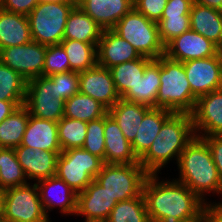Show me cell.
Segmentation results:
<instances>
[{"mask_svg": "<svg viewBox=\"0 0 222 222\" xmlns=\"http://www.w3.org/2000/svg\"><path fill=\"white\" fill-rule=\"evenodd\" d=\"M79 92L99 101L107 109L121 98L110 70L99 65L79 72Z\"/></svg>", "mask_w": 222, "mask_h": 222, "instance_id": "cell-15", "label": "cell"}, {"mask_svg": "<svg viewBox=\"0 0 222 222\" xmlns=\"http://www.w3.org/2000/svg\"><path fill=\"white\" fill-rule=\"evenodd\" d=\"M219 53V47L201 34L188 30L174 38L165 46L168 58L187 62L200 58H209Z\"/></svg>", "mask_w": 222, "mask_h": 222, "instance_id": "cell-14", "label": "cell"}, {"mask_svg": "<svg viewBox=\"0 0 222 222\" xmlns=\"http://www.w3.org/2000/svg\"><path fill=\"white\" fill-rule=\"evenodd\" d=\"M195 136L191 114L173 113L139 163L148 174H157L173 157L178 161L179 155Z\"/></svg>", "mask_w": 222, "mask_h": 222, "instance_id": "cell-2", "label": "cell"}, {"mask_svg": "<svg viewBox=\"0 0 222 222\" xmlns=\"http://www.w3.org/2000/svg\"><path fill=\"white\" fill-rule=\"evenodd\" d=\"M72 71L65 49L61 44L46 47L42 76Z\"/></svg>", "mask_w": 222, "mask_h": 222, "instance_id": "cell-39", "label": "cell"}, {"mask_svg": "<svg viewBox=\"0 0 222 222\" xmlns=\"http://www.w3.org/2000/svg\"><path fill=\"white\" fill-rule=\"evenodd\" d=\"M158 27L160 40L166 46L171 40L190 30V15L162 16Z\"/></svg>", "mask_w": 222, "mask_h": 222, "instance_id": "cell-37", "label": "cell"}, {"mask_svg": "<svg viewBox=\"0 0 222 222\" xmlns=\"http://www.w3.org/2000/svg\"><path fill=\"white\" fill-rule=\"evenodd\" d=\"M148 175L140 163L104 164L94 180L120 202L140 196Z\"/></svg>", "mask_w": 222, "mask_h": 222, "instance_id": "cell-8", "label": "cell"}, {"mask_svg": "<svg viewBox=\"0 0 222 222\" xmlns=\"http://www.w3.org/2000/svg\"><path fill=\"white\" fill-rule=\"evenodd\" d=\"M75 3H76V5L81 1V0H73Z\"/></svg>", "mask_w": 222, "mask_h": 222, "instance_id": "cell-52", "label": "cell"}, {"mask_svg": "<svg viewBox=\"0 0 222 222\" xmlns=\"http://www.w3.org/2000/svg\"><path fill=\"white\" fill-rule=\"evenodd\" d=\"M185 222H211L209 214L206 210H204L200 215H198L197 217L185 221Z\"/></svg>", "mask_w": 222, "mask_h": 222, "instance_id": "cell-48", "label": "cell"}, {"mask_svg": "<svg viewBox=\"0 0 222 222\" xmlns=\"http://www.w3.org/2000/svg\"><path fill=\"white\" fill-rule=\"evenodd\" d=\"M82 148L92 155L105 158L104 116L87 122L86 138Z\"/></svg>", "mask_w": 222, "mask_h": 222, "instance_id": "cell-38", "label": "cell"}, {"mask_svg": "<svg viewBox=\"0 0 222 222\" xmlns=\"http://www.w3.org/2000/svg\"><path fill=\"white\" fill-rule=\"evenodd\" d=\"M177 181L186 185L202 201L206 193L222 194V183L207 143L200 137L193 140L179 155ZM206 192V193H205Z\"/></svg>", "mask_w": 222, "mask_h": 222, "instance_id": "cell-3", "label": "cell"}, {"mask_svg": "<svg viewBox=\"0 0 222 222\" xmlns=\"http://www.w3.org/2000/svg\"><path fill=\"white\" fill-rule=\"evenodd\" d=\"M168 0H134V8L149 20L158 23Z\"/></svg>", "mask_w": 222, "mask_h": 222, "instance_id": "cell-41", "label": "cell"}, {"mask_svg": "<svg viewBox=\"0 0 222 222\" xmlns=\"http://www.w3.org/2000/svg\"><path fill=\"white\" fill-rule=\"evenodd\" d=\"M156 60L160 63V87L156 108L167 109L174 113L191 114L197 97L191 91L183 63L170 59L166 55Z\"/></svg>", "mask_w": 222, "mask_h": 222, "instance_id": "cell-4", "label": "cell"}, {"mask_svg": "<svg viewBox=\"0 0 222 222\" xmlns=\"http://www.w3.org/2000/svg\"><path fill=\"white\" fill-rule=\"evenodd\" d=\"M194 0H168L162 16L189 15Z\"/></svg>", "mask_w": 222, "mask_h": 222, "instance_id": "cell-44", "label": "cell"}, {"mask_svg": "<svg viewBox=\"0 0 222 222\" xmlns=\"http://www.w3.org/2000/svg\"><path fill=\"white\" fill-rule=\"evenodd\" d=\"M219 53H220L221 59H222V45L219 47Z\"/></svg>", "mask_w": 222, "mask_h": 222, "instance_id": "cell-51", "label": "cell"}, {"mask_svg": "<svg viewBox=\"0 0 222 222\" xmlns=\"http://www.w3.org/2000/svg\"><path fill=\"white\" fill-rule=\"evenodd\" d=\"M151 109L143 104H138L120 98L110 109L108 114L116 121L124 137L132 143L136 137L139 125L144 115Z\"/></svg>", "mask_w": 222, "mask_h": 222, "instance_id": "cell-26", "label": "cell"}, {"mask_svg": "<svg viewBox=\"0 0 222 222\" xmlns=\"http://www.w3.org/2000/svg\"><path fill=\"white\" fill-rule=\"evenodd\" d=\"M26 179L14 148H0V189L25 185L28 183Z\"/></svg>", "mask_w": 222, "mask_h": 222, "instance_id": "cell-33", "label": "cell"}, {"mask_svg": "<svg viewBox=\"0 0 222 222\" xmlns=\"http://www.w3.org/2000/svg\"><path fill=\"white\" fill-rule=\"evenodd\" d=\"M160 87V63L153 59L134 87H131L121 98L126 101L156 108V100Z\"/></svg>", "mask_w": 222, "mask_h": 222, "instance_id": "cell-23", "label": "cell"}, {"mask_svg": "<svg viewBox=\"0 0 222 222\" xmlns=\"http://www.w3.org/2000/svg\"><path fill=\"white\" fill-rule=\"evenodd\" d=\"M202 139L207 143L213 161L217 167L219 178L222 183V135L203 136Z\"/></svg>", "mask_w": 222, "mask_h": 222, "instance_id": "cell-43", "label": "cell"}, {"mask_svg": "<svg viewBox=\"0 0 222 222\" xmlns=\"http://www.w3.org/2000/svg\"><path fill=\"white\" fill-rule=\"evenodd\" d=\"M191 116L197 137L222 135V88L198 97Z\"/></svg>", "mask_w": 222, "mask_h": 222, "instance_id": "cell-13", "label": "cell"}, {"mask_svg": "<svg viewBox=\"0 0 222 222\" xmlns=\"http://www.w3.org/2000/svg\"><path fill=\"white\" fill-rule=\"evenodd\" d=\"M205 204V210L208 212L211 222H222V202Z\"/></svg>", "mask_w": 222, "mask_h": 222, "instance_id": "cell-46", "label": "cell"}, {"mask_svg": "<svg viewBox=\"0 0 222 222\" xmlns=\"http://www.w3.org/2000/svg\"><path fill=\"white\" fill-rule=\"evenodd\" d=\"M14 150L27 180L34 179L38 182L56 176L57 158L62 151L34 150L23 145Z\"/></svg>", "mask_w": 222, "mask_h": 222, "instance_id": "cell-17", "label": "cell"}, {"mask_svg": "<svg viewBox=\"0 0 222 222\" xmlns=\"http://www.w3.org/2000/svg\"><path fill=\"white\" fill-rule=\"evenodd\" d=\"M28 119L29 111L22 105L0 123V148H16L21 145Z\"/></svg>", "mask_w": 222, "mask_h": 222, "instance_id": "cell-31", "label": "cell"}, {"mask_svg": "<svg viewBox=\"0 0 222 222\" xmlns=\"http://www.w3.org/2000/svg\"><path fill=\"white\" fill-rule=\"evenodd\" d=\"M140 57L139 52L112 29L103 30L97 45V65L109 69Z\"/></svg>", "mask_w": 222, "mask_h": 222, "instance_id": "cell-19", "label": "cell"}, {"mask_svg": "<svg viewBox=\"0 0 222 222\" xmlns=\"http://www.w3.org/2000/svg\"><path fill=\"white\" fill-rule=\"evenodd\" d=\"M5 193L0 189V222H4Z\"/></svg>", "mask_w": 222, "mask_h": 222, "instance_id": "cell-49", "label": "cell"}, {"mask_svg": "<svg viewBox=\"0 0 222 222\" xmlns=\"http://www.w3.org/2000/svg\"><path fill=\"white\" fill-rule=\"evenodd\" d=\"M108 113V109L94 98L76 93L65 101L64 117L85 122L97 120Z\"/></svg>", "mask_w": 222, "mask_h": 222, "instance_id": "cell-29", "label": "cell"}, {"mask_svg": "<svg viewBox=\"0 0 222 222\" xmlns=\"http://www.w3.org/2000/svg\"><path fill=\"white\" fill-rule=\"evenodd\" d=\"M24 105V101L0 100V123L10 116L17 107Z\"/></svg>", "mask_w": 222, "mask_h": 222, "instance_id": "cell-45", "label": "cell"}, {"mask_svg": "<svg viewBox=\"0 0 222 222\" xmlns=\"http://www.w3.org/2000/svg\"><path fill=\"white\" fill-rule=\"evenodd\" d=\"M87 132V122L63 117L58 121V139L62 151L82 148Z\"/></svg>", "mask_w": 222, "mask_h": 222, "instance_id": "cell-36", "label": "cell"}, {"mask_svg": "<svg viewBox=\"0 0 222 222\" xmlns=\"http://www.w3.org/2000/svg\"><path fill=\"white\" fill-rule=\"evenodd\" d=\"M56 84L57 98L65 101L79 92V72L68 71L48 76Z\"/></svg>", "mask_w": 222, "mask_h": 222, "instance_id": "cell-40", "label": "cell"}, {"mask_svg": "<svg viewBox=\"0 0 222 222\" xmlns=\"http://www.w3.org/2000/svg\"><path fill=\"white\" fill-rule=\"evenodd\" d=\"M112 30L129 42L141 56L158 59L165 54L158 23L149 20L135 8L124 15Z\"/></svg>", "mask_w": 222, "mask_h": 222, "instance_id": "cell-6", "label": "cell"}, {"mask_svg": "<svg viewBox=\"0 0 222 222\" xmlns=\"http://www.w3.org/2000/svg\"><path fill=\"white\" fill-rule=\"evenodd\" d=\"M190 29L211 40L218 47L222 45V11L192 4Z\"/></svg>", "mask_w": 222, "mask_h": 222, "instance_id": "cell-24", "label": "cell"}, {"mask_svg": "<svg viewBox=\"0 0 222 222\" xmlns=\"http://www.w3.org/2000/svg\"><path fill=\"white\" fill-rule=\"evenodd\" d=\"M105 222H150L143 194L118 202Z\"/></svg>", "mask_w": 222, "mask_h": 222, "instance_id": "cell-34", "label": "cell"}, {"mask_svg": "<svg viewBox=\"0 0 222 222\" xmlns=\"http://www.w3.org/2000/svg\"><path fill=\"white\" fill-rule=\"evenodd\" d=\"M41 1H73V0H41Z\"/></svg>", "mask_w": 222, "mask_h": 222, "instance_id": "cell-50", "label": "cell"}, {"mask_svg": "<svg viewBox=\"0 0 222 222\" xmlns=\"http://www.w3.org/2000/svg\"><path fill=\"white\" fill-rule=\"evenodd\" d=\"M21 145L30 148L62 151L58 139V122L30 115Z\"/></svg>", "mask_w": 222, "mask_h": 222, "instance_id": "cell-22", "label": "cell"}, {"mask_svg": "<svg viewBox=\"0 0 222 222\" xmlns=\"http://www.w3.org/2000/svg\"><path fill=\"white\" fill-rule=\"evenodd\" d=\"M4 222H51L45 214L36 183L4 190Z\"/></svg>", "mask_w": 222, "mask_h": 222, "instance_id": "cell-9", "label": "cell"}, {"mask_svg": "<svg viewBox=\"0 0 222 222\" xmlns=\"http://www.w3.org/2000/svg\"><path fill=\"white\" fill-rule=\"evenodd\" d=\"M60 44L66 51L72 71L81 72L97 65L98 44L70 39H63Z\"/></svg>", "mask_w": 222, "mask_h": 222, "instance_id": "cell-32", "label": "cell"}, {"mask_svg": "<svg viewBox=\"0 0 222 222\" xmlns=\"http://www.w3.org/2000/svg\"><path fill=\"white\" fill-rule=\"evenodd\" d=\"M24 106L40 119L58 122L64 117L65 100L57 98L56 84L47 76L27 81Z\"/></svg>", "mask_w": 222, "mask_h": 222, "instance_id": "cell-10", "label": "cell"}, {"mask_svg": "<svg viewBox=\"0 0 222 222\" xmlns=\"http://www.w3.org/2000/svg\"><path fill=\"white\" fill-rule=\"evenodd\" d=\"M153 59L141 56L136 60L117 64L109 68L114 85L120 97H122L131 87H134L140 77L145 72V67Z\"/></svg>", "mask_w": 222, "mask_h": 222, "instance_id": "cell-30", "label": "cell"}, {"mask_svg": "<svg viewBox=\"0 0 222 222\" xmlns=\"http://www.w3.org/2000/svg\"><path fill=\"white\" fill-rule=\"evenodd\" d=\"M192 93L198 98L222 88V59L220 53L209 58L183 62Z\"/></svg>", "mask_w": 222, "mask_h": 222, "instance_id": "cell-12", "label": "cell"}, {"mask_svg": "<svg viewBox=\"0 0 222 222\" xmlns=\"http://www.w3.org/2000/svg\"><path fill=\"white\" fill-rule=\"evenodd\" d=\"M102 33L103 29L79 6L75 5L67 17L63 39L98 44Z\"/></svg>", "mask_w": 222, "mask_h": 222, "instance_id": "cell-28", "label": "cell"}, {"mask_svg": "<svg viewBox=\"0 0 222 222\" xmlns=\"http://www.w3.org/2000/svg\"><path fill=\"white\" fill-rule=\"evenodd\" d=\"M117 203L105 188L93 180L77 194L76 215L85 216V222H105Z\"/></svg>", "mask_w": 222, "mask_h": 222, "instance_id": "cell-16", "label": "cell"}, {"mask_svg": "<svg viewBox=\"0 0 222 222\" xmlns=\"http://www.w3.org/2000/svg\"><path fill=\"white\" fill-rule=\"evenodd\" d=\"M27 80L0 61V100L24 101Z\"/></svg>", "mask_w": 222, "mask_h": 222, "instance_id": "cell-35", "label": "cell"}, {"mask_svg": "<svg viewBox=\"0 0 222 222\" xmlns=\"http://www.w3.org/2000/svg\"><path fill=\"white\" fill-rule=\"evenodd\" d=\"M35 183L39 190L41 204L47 217L49 216L47 214L48 210H53L58 206L61 208L60 211L63 214L71 215L72 213V215H76L77 193L63 180L59 179L57 176H53ZM54 193L57 195H54Z\"/></svg>", "mask_w": 222, "mask_h": 222, "instance_id": "cell-18", "label": "cell"}, {"mask_svg": "<svg viewBox=\"0 0 222 222\" xmlns=\"http://www.w3.org/2000/svg\"><path fill=\"white\" fill-rule=\"evenodd\" d=\"M74 1H40L27 15L32 40L49 46L60 44Z\"/></svg>", "mask_w": 222, "mask_h": 222, "instance_id": "cell-5", "label": "cell"}, {"mask_svg": "<svg viewBox=\"0 0 222 222\" xmlns=\"http://www.w3.org/2000/svg\"><path fill=\"white\" fill-rule=\"evenodd\" d=\"M174 112L163 108H151L143 117L137 134L131 143L133 152L140 159L150 148L164 122Z\"/></svg>", "mask_w": 222, "mask_h": 222, "instance_id": "cell-27", "label": "cell"}, {"mask_svg": "<svg viewBox=\"0 0 222 222\" xmlns=\"http://www.w3.org/2000/svg\"><path fill=\"white\" fill-rule=\"evenodd\" d=\"M32 41L28 18L0 7V50Z\"/></svg>", "mask_w": 222, "mask_h": 222, "instance_id": "cell-25", "label": "cell"}, {"mask_svg": "<svg viewBox=\"0 0 222 222\" xmlns=\"http://www.w3.org/2000/svg\"><path fill=\"white\" fill-rule=\"evenodd\" d=\"M158 179L149 174L142 189L150 222H185L205 210L206 202L183 183Z\"/></svg>", "mask_w": 222, "mask_h": 222, "instance_id": "cell-1", "label": "cell"}, {"mask_svg": "<svg viewBox=\"0 0 222 222\" xmlns=\"http://www.w3.org/2000/svg\"><path fill=\"white\" fill-rule=\"evenodd\" d=\"M46 45L31 41L0 50V61L27 81L42 76Z\"/></svg>", "mask_w": 222, "mask_h": 222, "instance_id": "cell-11", "label": "cell"}, {"mask_svg": "<svg viewBox=\"0 0 222 222\" xmlns=\"http://www.w3.org/2000/svg\"><path fill=\"white\" fill-rule=\"evenodd\" d=\"M105 158L104 164H134L139 159L131 143L124 137L116 121L107 113L104 116Z\"/></svg>", "mask_w": 222, "mask_h": 222, "instance_id": "cell-21", "label": "cell"}, {"mask_svg": "<svg viewBox=\"0 0 222 222\" xmlns=\"http://www.w3.org/2000/svg\"><path fill=\"white\" fill-rule=\"evenodd\" d=\"M77 6L103 30H111L134 8V0H81Z\"/></svg>", "mask_w": 222, "mask_h": 222, "instance_id": "cell-20", "label": "cell"}, {"mask_svg": "<svg viewBox=\"0 0 222 222\" xmlns=\"http://www.w3.org/2000/svg\"><path fill=\"white\" fill-rule=\"evenodd\" d=\"M41 0H0L4 10L27 16Z\"/></svg>", "mask_w": 222, "mask_h": 222, "instance_id": "cell-42", "label": "cell"}, {"mask_svg": "<svg viewBox=\"0 0 222 222\" xmlns=\"http://www.w3.org/2000/svg\"><path fill=\"white\" fill-rule=\"evenodd\" d=\"M194 3L222 11V0H194Z\"/></svg>", "mask_w": 222, "mask_h": 222, "instance_id": "cell-47", "label": "cell"}, {"mask_svg": "<svg viewBox=\"0 0 222 222\" xmlns=\"http://www.w3.org/2000/svg\"><path fill=\"white\" fill-rule=\"evenodd\" d=\"M103 165L104 161L89 151L71 148L58 155L56 176L78 194L95 179Z\"/></svg>", "mask_w": 222, "mask_h": 222, "instance_id": "cell-7", "label": "cell"}]
</instances>
